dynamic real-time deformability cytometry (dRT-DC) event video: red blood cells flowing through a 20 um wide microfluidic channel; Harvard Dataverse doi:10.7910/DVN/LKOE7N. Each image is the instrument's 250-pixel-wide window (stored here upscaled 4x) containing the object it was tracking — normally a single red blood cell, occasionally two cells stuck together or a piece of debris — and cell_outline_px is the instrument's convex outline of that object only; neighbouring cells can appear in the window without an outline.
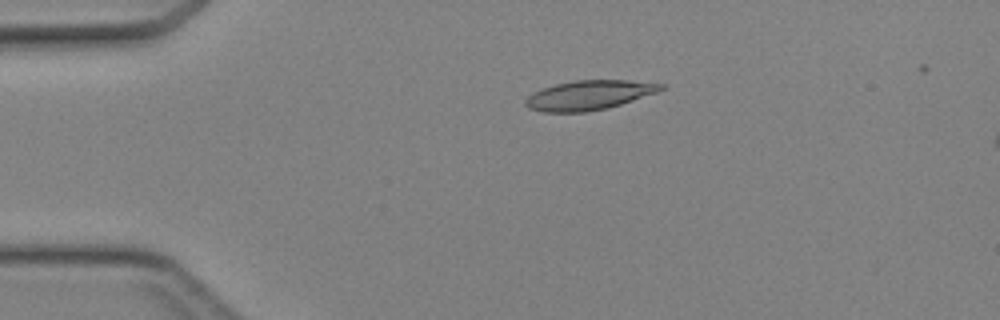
{"species": "Egyptian fruit bat (a non-hibernating species)", "species_latin": "Rousettus aegyptiacus", "temperature_condition": "cold", "stored_images_in_passage": 46, "camera_frame_rate_fps": 3000, "um_per_image_px": 0.085, "animal": {"sex": "female"}, "frame": {"image": 1, "passage_image": 10, "time_ms": 3.0, "image_size_px": [1000, 320], "cell_outline_px": [[664, 88], [656, 92], [608, 108], [588, 112], [544, 112], [528, 108], [524, 104], [524, 100], [532, 92], [556, 84], [572, 80], [628, 80], [664, 84]], "centroid_in_image_um": [50.01, 8.09], "position_along_channel_um": 35.0, "area_um2": 23.18}}
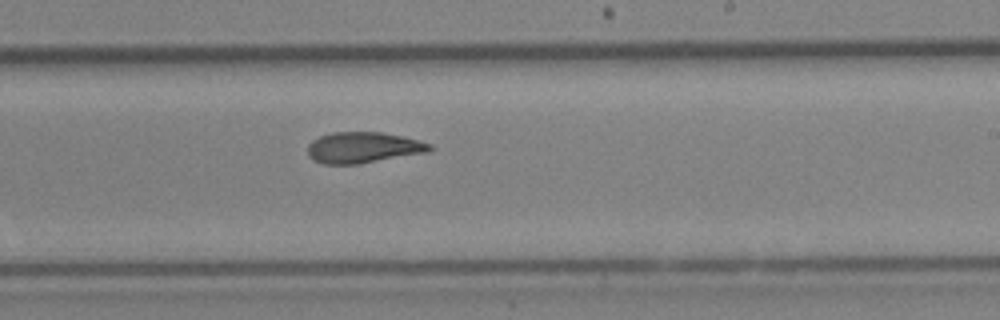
{"frame": {"image": 2, "passage_image": 28, "time_ms": 9.0, "image_size_px": [1000, 320], "cell_outline_px": [[436, 148], [428, 152], [360, 164], [324, 164], [308, 156], [308, 144], [312, 140], [320, 136], [332, 132], [380, 132], [400, 136], [432, 144]], "centroid_in_image_um": [30.88, 12.54], "position_along_channel_um": 258.1, "area_um2": 22.02}}
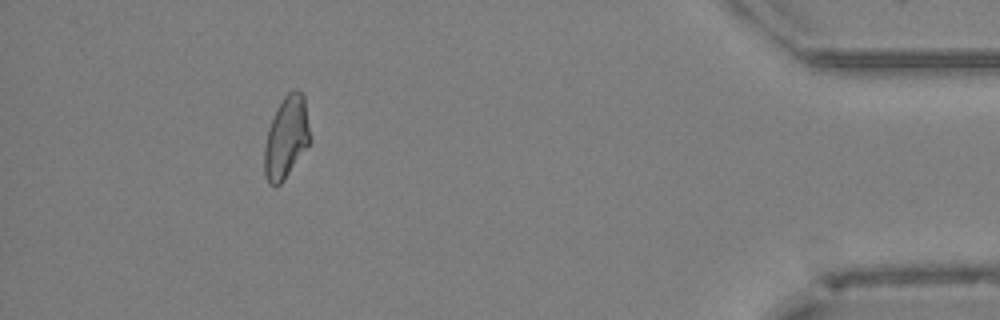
{"frame": {"image": 3, "passage_image": 42, "time_ms": 13.667, "image_size_px": [1000, 320], "cell_outline_px": [[312, 140], [284, 180], [280, 184], [268, 184], [264, 176], [264, 148], [268, 128], [276, 108], [284, 96], [288, 92], [296, 88], [304, 96], [312, 136]], "centroid_in_image_um": [24.35, 11.67], "position_along_channel_um": 410.9, "area_um2": 22.14}}